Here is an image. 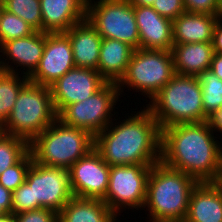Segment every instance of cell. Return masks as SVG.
<instances>
[{
    "mask_svg": "<svg viewBox=\"0 0 222 222\" xmlns=\"http://www.w3.org/2000/svg\"><path fill=\"white\" fill-rule=\"evenodd\" d=\"M213 134L209 120L162 128L160 161L199 183L213 182L222 154V145Z\"/></svg>",
    "mask_w": 222,
    "mask_h": 222,
    "instance_id": "obj_1",
    "label": "cell"
},
{
    "mask_svg": "<svg viewBox=\"0 0 222 222\" xmlns=\"http://www.w3.org/2000/svg\"><path fill=\"white\" fill-rule=\"evenodd\" d=\"M123 121L114 127L111 122L94 137V148L102 159L109 166L160 162L161 128L151 112L145 108Z\"/></svg>",
    "mask_w": 222,
    "mask_h": 222,
    "instance_id": "obj_2",
    "label": "cell"
},
{
    "mask_svg": "<svg viewBox=\"0 0 222 222\" xmlns=\"http://www.w3.org/2000/svg\"><path fill=\"white\" fill-rule=\"evenodd\" d=\"M199 182L193 177L164 165H152L147 182V206L151 222H183L191 192ZM149 208V209H148Z\"/></svg>",
    "mask_w": 222,
    "mask_h": 222,
    "instance_id": "obj_3",
    "label": "cell"
},
{
    "mask_svg": "<svg viewBox=\"0 0 222 222\" xmlns=\"http://www.w3.org/2000/svg\"><path fill=\"white\" fill-rule=\"evenodd\" d=\"M146 108L160 128L205 121L202 87L198 77L175 74Z\"/></svg>",
    "mask_w": 222,
    "mask_h": 222,
    "instance_id": "obj_4",
    "label": "cell"
},
{
    "mask_svg": "<svg viewBox=\"0 0 222 222\" xmlns=\"http://www.w3.org/2000/svg\"><path fill=\"white\" fill-rule=\"evenodd\" d=\"M93 148L92 134L65 125L58 118L30 142L35 162L64 169H69Z\"/></svg>",
    "mask_w": 222,
    "mask_h": 222,
    "instance_id": "obj_5",
    "label": "cell"
},
{
    "mask_svg": "<svg viewBox=\"0 0 222 222\" xmlns=\"http://www.w3.org/2000/svg\"><path fill=\"white\" fill-rule=\"evenodd\" d=\"M56 119L50 88L28 81L0 131L30 143Z\"/></svg>",
    "mask_w": 222,
    "mask_h": 222,
    "instance_id": "obj_6",
    "label": "cell"
},
{
    "mask_svg": "<svg viewBox=\"0 0 222 222\" xmlns=\"http://www.w3.org/2000/svg\"><path fill=\"white\" fill-rule=\"evenodd\" d=\"M171 51L134 49L124 76L117 83L119 92L126 86L152 99L175 75Z\"/></svg>",
    "mask_w": 222,
    "mask_h": 222,
    "instance_id": "obj_7",
    "label": "cell"
},
{
    "mask_svg": "<svg viewBox=\"0 0 222 222\" xmlns=\"http://www.w3.org/2000/svg\"><path fill=\"white\" fill-rule=\"evenodd\" d=\"M91 2V3H90ZM86 18L102 38L123 41L139 48L134 6L128 0H87Z\"/></svg>",
    "mask_w": 222,
    "mask_h": 222,
    "instance_id": "obj_8",
    "label": "cell"
},
{
    "mask_svg": "<svg viewBox=\"0 0 222 222\" xmlns=\"http://www.w3.org/2000/svg\"><path fill=\"white\" fill-rule=\"evenodd\" d=\"M119 95L117 83L107 82L84 101L66 106L57 118L65 125L84 129L95 137L112 122L111 111Z\"/></svg>",
    "mask_w": 222,
    "mask_h": 222,
    "instance_id": "obj_9",
    "label": "cell"
},
{
    "mask_svg": "<svg viewBox=\"0 0 222 222\" xmlns=\"http://www.w3.org/2000/svg\"><path fill=\"white\" fill-rule=\"evenodd\" d=\"M25 182L31 187L32 210L47 208L59 213L73 197L69 169L33 160Z\"/></svg>",
    "mask_w": 222,
    "mask_h": 222,
    "instance_id": "obj_10",
    "label": "cell"
},
{
    "mask_svg": "<svg viewBox=\"0 0 222 222\" xmlns=\"http://www.w3.org/2000/svg\"><path fill=\"white\" fill-rule=\"evenodd\" d=\"M152 165L110 166L108 189L103 201L115 214L122 207L144 208ZM127 206V207H126Z\"/></svg>",
    "mask_w": 222,
    "mask_h": 222,
    "instance_id": "obj_11",
    "label": "cell"
},
{
    "mask_svg": "<svg viewBox=\"0 0 222 222\" xmlns=\"http://www.w3.org/2000/svg\"><path fill=\"white\" fill-rule=\"evenodd\" d=\"M110 166L93 148L69 168L73 196L79 198H105Z\"/></svg>",
    "mask_w": 222,
    "mask_h": 222,
    "instance_id": "obj_12",
    "label": "cell"
},
{
    "mask_svg": "<svg viewBox=\"0 0 222 222\" xmlns=\"http://www.w3.org/2000/svg\"><path fill=\"white\" fill-rule=\"evenodd\" d=\"M106 83L97 70L77 67L69 70L49 86L56 114L68 105L89 98Z\"/></svg>",
    "mask_w": 222,
    "mask_h": 222,
    "instance_id": "obj_13",
    "label": "cell"
},
{
    "mask_svg": "<svg viewBox=\"0 0 222 222\" xmlns=\"http://www.w3.org/2000/svg\"><path fill=\"white\" fill-rule=\"evenodd\" d=\"M74 67L69 38L64 33H45L43 55L29 81L49 87Z\"/></svg>",
    "mask_w": 222,
    "mask_h": 222,
    "instance_id": "obj_14",
    "label": "cell"
},
{
    "mask_svg": "<svg viewBox=\"0 0 222 222\" xmlns=\"http://www.w3.org/2000/svg\"><path fill=\"white\" fill-rule=\"evenodd\" d=\"M134 14L139 32V48L172 50V20L159 15L150 6H134Z\"/></svg>",
    "mask_w": 222,
    "mask_h": 222,
    "instance_id": "obj_15",
    "label": "cell"
},
{
    "mask_svg": "<svg viewBox=\"0 0 222 222\" xmlns=\"http://www.w3.org/2000/svg\"><path fill=\"white\" fill-rule=\"evenodd\" d=\"M42 32L65 33L86 19L87 0H40Z\"/></svg>",
    "mask_w": 222,
    "mask_h": 222,
    "instance_id": "obj_16",
    "label": "cell"
},
{
    "mask_svg": "<svg viewBox=\"0 0 222 222\" xmlns=\"http://www.w3.org/2000/svg\"><path fill=\"white\" fill-rule=\"evenodd\" d=\"M70 40L73 60L77 68L97 70L102 37L96 28L85 20L74 24L64 33Z\"/></svg>",
    "mask_w": 222,
    "mask_h": 222,
    "instance_id": "obj_17",
    "label": "cell"
},
{
    "mask_svg": "<svg viewBox=\"0 0 222 222\" xmlns=\"http://www.w3.org/2000/svg\"><path fill=\"white\" fill-rule=\"evenodd\" d=\"M184 222H222V191L213 182L195 186Z\"/></svg>",
    "mask_w": 222,
    "mask_h": 222,
    "instance_id": "obj_18",
    "label": "cell"
},
{
    "mask_svg": "<svg viewBox=\"0 0 222 222\" xmlns=\"http://www.w3.org/2000/svg\"><path fill=\"white\" fill-rule=\"evenodd\" d=\"M208 13L184 12L172 21L173 45L212 42L218 17Z\"/></svg>",
    "mask_w": 222,
    "mask_h": 222,
    "instance_id": "obj_19",
    "label": "cell"
},
{
    "mask_svg": "<svg viewBox=\"0 0 222 222\" xmlns=\"http://www.w3.org/2000/svg\"><path fill=\"white\" fill-rule=\"evenodd\" d=\"M45 47V32L36 31L32 35L12 39L0 46V52L18 66L26 67L25 76L30 77L39 66Z\"/></svg>",
    "mask_w": 222,
    "mask_h": 222,
    "instance_id": "obj_20",
    "label": "cell"
},
{
    "mask_svg": "<svg viewBox=\"0 0 222 222\" xmlns=\"http://www.w3.org/2000/svg\"><path fill=\"white\" fill-rule=\"evenodd\" d=\"M171 52L175 73L196 77L210 69L215 53L212 42L175 44Z\"/></svg>",
    "mask_w": 222,
    "mask_h": 222,
    "instance_id": "obj_21",
    "label": "cell"
},
{
    "mask_svg": "<svg viewBox=\"0 0 222 222\" xmlns=\"http://www.w3.org/2000/svg\"><path fill=\"white\" fill-rule=\"evenodd\" d=\"M133 51L134 48L123 41L103 38L97 71L107 82L118 83L126 72Z\"/></svg>",
    "mask_w": 222,
    "mask_h": 222,
    "instance_id": "obj_22",
    "label": "cell"
},
{
    "mask_svg": "<svg viewBox=\"0 0 222 222\" xmlns=\"http://www.w3.org/2000/svg\"><path fill=\"white\" fill-rule=\"evenodd\" d=\"M116 217L103 200L73 196L58 213V222H115Z\"/></svg>",
    "mask_w": 222,
    "mask_h": 222,
    "instance_id": "obj_23",
    "label": "cell"
},
{
    "mask_svg": "<svg viewBox=\"0 0 222 222\" xmlns=\"http://www.w3.org/2000/svg\"><path fill=\"white\" fill-rule=\"evenodd\" d=\"M6 60L8 59H5V62L0 61V127L13 110L21 88L29 81V77L25 75L21 78L18 71L16 72L13 68L14 66L11 67Z\"/></svg>",
    "mask_w": 222,
    "mask_h": 222,
    "instance_id": "obj_24",
    "label": "cell"
},
{
    "mask_svg": "<svg viewBox=\"0 0 222 222\" xmlns=\"http://www.w3.org/2000/svg\"><path fill=\"white\" fill-rule=\"evenodd\" d=\"M202 87L203 109L205 121L216 112L222 110V80L211 69L198 76Z\"/></svg>",
    "mask_w": 222,
    "mask_h": 222,
    "instance_id": "obj_25",
    "label": "cell"
},
{
    "mask_svg": "<svg viewBox=\"0 0 222 222\" xmlns=\"http://www.w3.org/2000/svg\"><path fill=\"white\" fill-rule=\"evenodd\" d=\"M30 151V143L22 137L0 131V175L18 163Z\"/></svg>",
    "mask_w": 222,
    "mask_h": 222,
    "instance_id": "obj_26",
    "label": "cell"
},
{
    "mask_svg": "<svg viewBox=\"0 0 222 222\" xmlns=\"http://www.w3.org/2000/svg\"><path fill=\"white\" fill-rule=\"evenodd\" d=\"M3 7L27 22L36 31L42 32L40 0H2Z\"/></svg>",
    "mask_w": 222,
    "mask_h": 222,
    "instance_id": "obj_27",
    "label": "cell"
},
{
    "mask_svg": "<svg viewBox=\"0 0 222 222\" xmlns=\"http://www.w3.org/2000/svg\"><path fill=\"white\" fill-rule=\"evenodd\" d=\"M36 30L22 18L3 9L0 16V46L9 40L32 35Z\"/></svg>",
    "mask_w": 222,
    "mask_h": 222,
    "instance_id": "obj_28",
    "label": "cell"
},
{
    "mask_svg": "<svg viewBox=\"0 0 222 222\" xmlns=\"http://www.w3.org/2000/svg\"><path fill=\"white\" fill-rule=\"evenodd\" d=\"M33 161L31 151H29L18 163L7 168L0 175V184L6 189L13 192L26 180L27 171Z\"/></svg>",
    "mask_w": 222,
    "mask_h": 222,
    "instance_id": "obj_29",
    "label": "cell"
},
{
    "mask_svg": "<svg viewBox=\"0 0 222 222\" xmlns=\"http://www.w3.org/2000/svg\"><path fill=\"white\" fill-rule=\"evenodd\" d=\"M32 210L31 187L24 182L12 192V213L18 214Z\"/></svg>",
    "mask_w": 222,
    "mask_h": 222,
    "instance_id": "obj_30",
    "label": "cell"
},
{
    "mask_svg": "<svg viewBox=\"0 0 222 222\" xmlns=\"http://www.w3.org/2000/svg\"><path fill=\"white\" fill-rule=\"evenodd\" d=\"M151 7L159 15L172 21L186 12L183 0H155Z\"/></svg>",
    "mask_w": 222,
    "mask_h": 222,
    "instance_id": "obj_31",
    "label": "cell"
},
{
    "mask_svg": "<svg viewBox=\"0 0 222 222\" xmlns=\"http://www.w3.org/2000/svg\"><path fill=\"white\" fill-rule=\"evenodd\" d=\"M186 12L221 15V0H183Z\"/></svg>",
    "mask_w": 222,
    "mask_h": 222,
    "instance_id": "obj_32",
    "label": "cell"
},
{
    "mask_svg": "<svg viewBox=\"0 0 222 222\" xmlns=\"http://www.w3.org/2000/svg\"><path fill=\"white\" fill-rule=\"evenodd\" d=\"M16 222H58V213L40 208L15 214Z\"/></svg>",
    "mask_w": 222,
    "mask_h": 222,
    "instance_id": "obj_33",
    "label": "cell"
},
{
    "mask_svg": "<svg viewBox=\"0 0 222 222\" xmlns=\"http://www.w3.org/2000/svg\"><path fill=\"white\" fill-rule=\"evenodd\" d=\"M0 209L5 213H12V192L0 184Z\"/></svg>",
    "mask_w": 222,
    "mask_h": 222,
    "instance_id": "obj_34",
    "label": "cell"
},
{
    "mask_svg": "<svg viewBox=\"0 0 222 222\" xmlns=\"http://www.w3.org/2000/svg\"><path fill=\"white\" fill-rule=\"evenodd\" d=\"M222 17L219 16L213 30V48L215 53L222 55Z\"/></svg>",
    "mask_w": 222,
    "mask_h": 222,
    "instance_id": "obj_35",
    "label": "cell"
},
{
    "mask_svg": "<svg viewBox=\"0 0 222 222\" xmlns=\"http://www.w3.org/2000/svg\"><path fill=\"white\" fill-rule=\"evenodd\" d=\"M210 69L213 73L222 80V55L219 53H214Z\"/></svg>",
    "mask_w": 222,
    "mask_h": 222,
    "instance_id": "obj_36",
    "label": "cell"
},
{
    "mask_svg": "<svg viewBox=\"0 0 222 222\" xmlns=\"http://www.w3.org/2000/svg\"><path fill=\"white\" fill-rule=\"evenodd\" d=\"M212 130L222 133V110L216 112L209 118ZM217 129V130H216Z\"/></svg>",
    "mask_w": 222,
    "mask_h": 222,
    "instance_id": "obj_37",
    "label": "cell"
},
{
    "mask_svg": "<svg viewBox=\"0 0 222 222\" xmlns=\"http://www.w3.org/2000/svg\"><path fill=\"white\" fill-rule=\"evenodd\" d=\"M213 183L222 191V154L220 158L218 173Z\"/></svg>",
    "mask_w": 222,
    "mask_h": 222,
    "instance_id": "obj_38",
    "label": "cell"
},
{
    "mask_svg": "<svg viewBox=\"0 0 222 222\" xmlns=\"http://www.w3.org/2000/svg\"><path fill=\"white\" fill-rule=\"evenodd\" d=\"M155 0H128L132 6H152Z\"/></svg>",
    "mask_w": 222,
    "mask_h": 222,
    "instance_id": "obj_39",
    "label": "cell"
},
{
    "mask_svg": "<svg viewBox=\"0 0 222 222\" xmlns=\"http://www.w3.org/2000/svg\"><path fill=\"white\" fill-rule=\"evenodd\" d=\"M0 222H16L15 215L13 213L4 214L0 217Z\"/></svg>",
    "mask_w": 222,
    "mask_h": 222,
    "instance_id": "obj_40",
    "label": "cell"
},
{
    "mask_svg": "<svg viewBox=\"0 0 222 222\" xmlns=\"http://www.w3.org/2000/svg\"><path fill=\"white\" fill-rule=\"evenodd\" d=\"M4 7H3V1L0 0V16H1V13L3 11Z\"/></svg>",
    "mask_w": 222,
    "mask_h": 222,
    "instance_id": "obj_41",
    "label": "cell"
},
{
    "mask_svg": "<svg viewBox=\"0 0 222 222\" xmlns=\"http://www.w3.org/2000/svg\"><path fill=\"white\" fill-rule=\"evenodd\" d=\"M5 213L0 209V217H2Z\"/></svg>",
    "mask_w": 222,
    "mask_h": 222,
    "instance_id": "obj_42",
    "label": "cell"
}]
</instances>
